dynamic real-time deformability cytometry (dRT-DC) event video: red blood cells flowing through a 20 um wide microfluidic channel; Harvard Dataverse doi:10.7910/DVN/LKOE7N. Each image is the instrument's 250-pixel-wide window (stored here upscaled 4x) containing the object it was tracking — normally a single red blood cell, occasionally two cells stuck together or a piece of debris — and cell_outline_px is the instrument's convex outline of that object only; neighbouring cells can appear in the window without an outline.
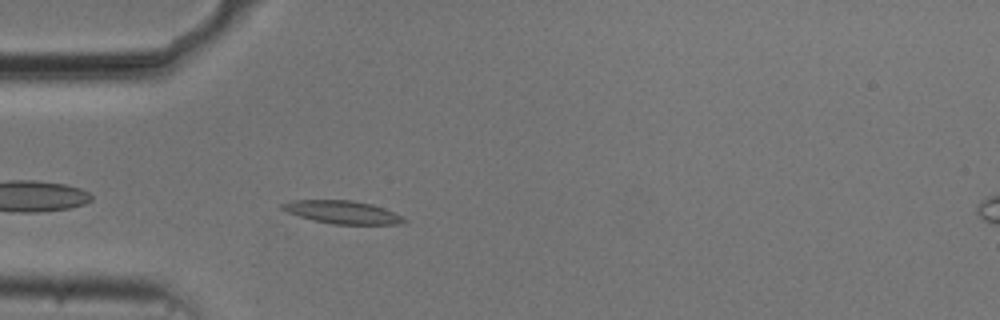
{"species": "common noctule bat (a hibernating species)", "species_latin": "Nyctalus noctula", "temperature_condition": "cold", "stored_images_in_passage": 41, "camera_frame_rate_fps": 3000, "um_per_image_px": 0.085, "animal": {"sex": "male", "body_mass_g": 20.5, "forearm_length_mm": 52.5}, "frame": {"image": 1, "passage_image": 3, "time_ms": 0.667, "image_size_px": [1000, 320], "cell_outline_px": [[408, 220], [400, 224], [332, 224], [312, 220], [288, 212], [280, 208], [280, 204], [292, 200], [352, 200], [372, 204], [384, 208], [404, 216]], "centroid_in_image_um": [29.13, 18.03], "position_along_channel_um": 55.9, "area_um2": 16.36}}
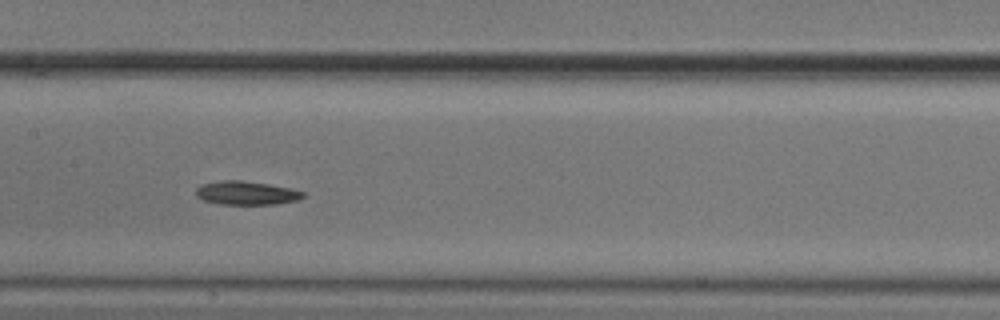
{"frame": {"image": 2, "passage_image": 14, "time_ms": 4.333, "image_size_px": [1000, 320], "cell_outline_px": [[304, 196], [300, 200], [276, 204], [220, 204], [204, 200], [196, 196], [196, 188], [200, 184], [220, 180], [240, 180], [268, 184], [288, 188], [304, 192]], "centroid_in_image_um": [20.92, 16.4], "position_along_channel_um": 186.5, "area_um2": 14.74}}
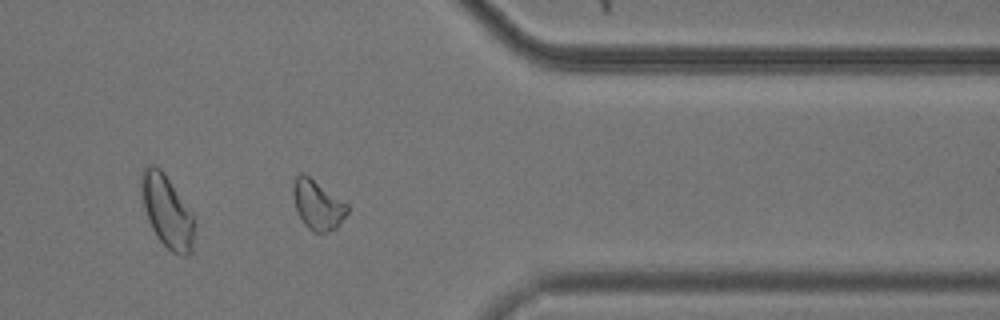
{"frame": {"image": 3, "passage_image": 31, "time_ms": 10.0, "image_size_px": [1000, 320], "cell_outline_px": [[348, 212], [336, 228], [324, 232], [316, 232], [308, 228], [304, 224], [296, 212], [292, 192], [292, 184], [296, 176], [300, 172], [308, 176], [348, 204]], "centroid_in_image_um": [26.96, 17.41], "position_along_channel_um": 384.4, "area_um2": 15.49}}